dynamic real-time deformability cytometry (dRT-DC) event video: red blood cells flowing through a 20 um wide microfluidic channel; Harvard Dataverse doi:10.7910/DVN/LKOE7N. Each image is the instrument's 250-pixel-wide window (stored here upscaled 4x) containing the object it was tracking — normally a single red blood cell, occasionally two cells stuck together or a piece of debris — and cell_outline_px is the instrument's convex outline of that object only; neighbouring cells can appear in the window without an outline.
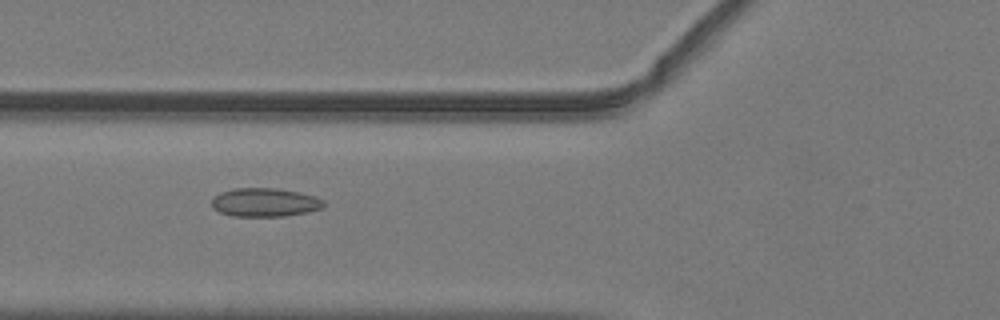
{"species": "common noctule bat (a hibernating species)", "species_latin": "Nyctalus noctula", "temperature_condition": "warm", "stored_images_in_passage": 46, "camera_frame_rate_fps": 3000, "um_per_image_px": 0.085, "animal": {"sex": "male", "body_mass_g": 19.2, "forearm_length_mm": 51.8}, "frame": {"image": 1, "passage_image": 15, "time_ms": 4.667, "image_size_px": [1000, 320], "cell_outline_px": [[324, 208], [308, 212], [284, 216], [232, 216], [220, 212], [212, 208], [212, 196], [220, 192], [236, 188], [276, 188], [300, 192], [316, 196], [324, 200]], "centroid_in_image_um": [22.52, 17.2], "position_along_channel_um": 103.3, "area_um2": 18.9}}
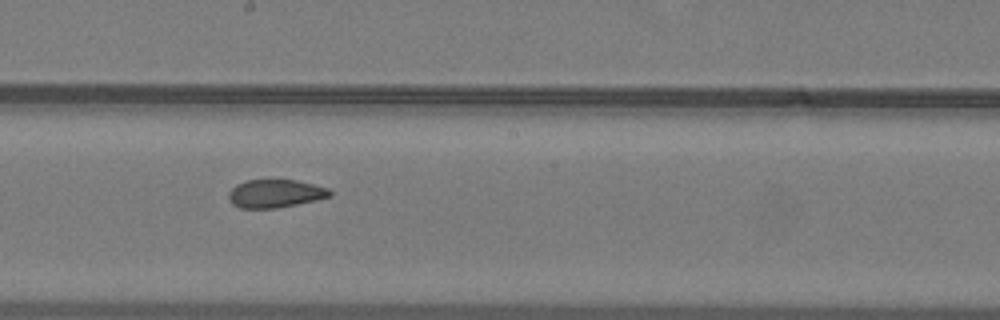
{"frame": {"image": 2, "passage_image": 24, "time_ms": 7.667, "image_size_px": [1000, 320], "cell_outline_px": [[332, 196], [316, 200], [276, 208], [240, 208], [232, 204], [228, 200], [228, 192], [236, 184], [248, 180], [296, 180], [328, 188], [332, 192]], "centroid_in_image_um": [23.37, 16.45], "position_along_channel_um": 224.8, "area_um2": 16.59}}
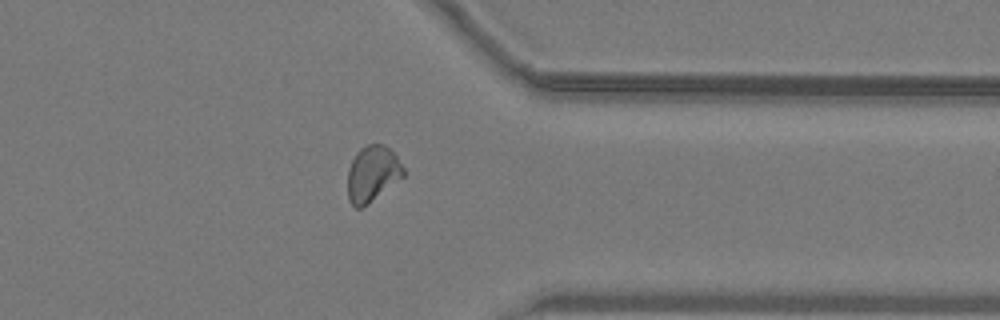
{"frame": {"image": 3, "passage_image": 36, "time_ms": 11.667, "image_size_px": [1000, 320], "cell_outline_px": [[404, 176], [368, 204], [360, 208], [356, 208], [348, 200], [348, 168], [356, 152], [360, 148], [368, 144], [384, 144], [396, 156], [404, 168]], "centroid_in_image_um": [31.64, 14.77], "position_along_channel_um": 379.8, "area_um2": 18.09}, "authors_computed_cell_mechanics": {"area_um2": 17.9469, "velocity_mm_per_s": 4.0351, "shape_relaxation_time_tau1_ms": null, "shape_relaxation_time_tau2_ms": 1.2811, "deformation_change_tau1": null, "deformation_change_tau2": 0.07}}